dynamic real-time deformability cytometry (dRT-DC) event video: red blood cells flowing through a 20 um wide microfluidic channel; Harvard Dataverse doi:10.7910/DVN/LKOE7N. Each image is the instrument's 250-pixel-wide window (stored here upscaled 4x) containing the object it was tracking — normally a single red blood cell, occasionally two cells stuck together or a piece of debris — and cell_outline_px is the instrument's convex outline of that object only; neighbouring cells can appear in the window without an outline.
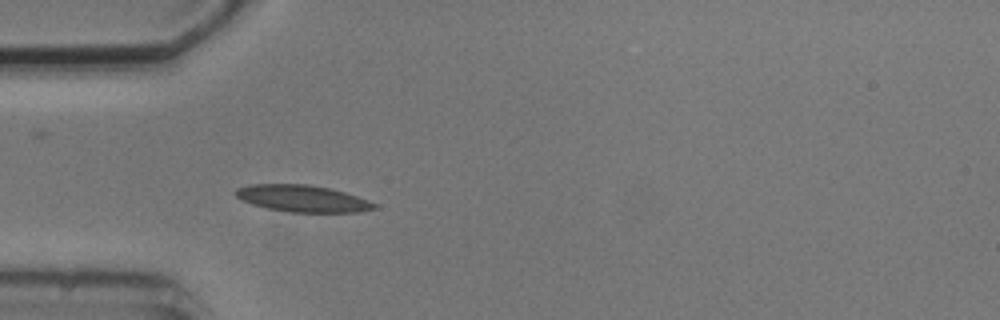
{"species": "common noctule bat (a hibernating species)", "species_latin": "Nyctalus noctula", "temperature_condition": "cold", "stored_images_in_passage": 4, "camera_frame_rate_fps": 3000, "um_per_image_px": 0.085, "animal": {"sex": "male", "body_mass_g": 20.5, "forearm_length_mm": 52.5}, "frame": {"image": 1, "passage_image": 4, "time_ms": 4.333, "image_size_px": [1000, 320], "cell_outline_px": [[380, 208], [360, 212], [292, 212], [268, 208], [252, 204], [240, 200], [236, 196], [236, 188], [252, 184], [308, 184], [328, 188], [344, 192], [368, 200], [376, 204]], "centroid_in_image_um": [25.73, 16.87], "position_along_channel_um": 59.3, "area_um2": 21.56}}